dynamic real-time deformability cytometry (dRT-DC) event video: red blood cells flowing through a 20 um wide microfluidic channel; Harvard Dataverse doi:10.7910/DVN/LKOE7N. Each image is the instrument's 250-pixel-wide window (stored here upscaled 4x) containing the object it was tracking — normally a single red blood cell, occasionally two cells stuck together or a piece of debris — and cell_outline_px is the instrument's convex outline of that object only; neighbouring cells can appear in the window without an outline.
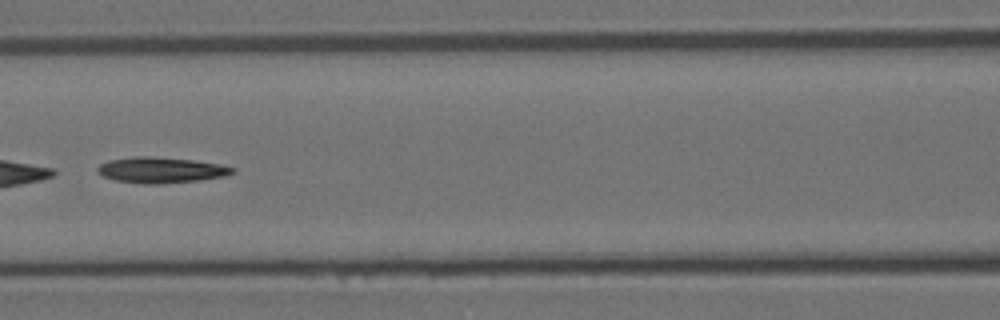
{"species": "Egyptian fruit bat (a non-hibernating species)", "species_latin": "Rousettus aegyptiacus", "temperature_condition": "room temperature", "stored_images_in_passage": 54, "camera_frame_rate_fps": 3000, "um_per_image_px": 0.085, "animal": {"sex": "female"}, "frame": {"image": 1, "passage_image": 24, "time_ms": 7.667, "image_size_px": [1000, 320], "cell_outline_px": [[236, 172], [224, 176], [200, 180], [156, 184], [144, 184], [116, 180], [104, 176], [96, 172], [96, 168], [100, 164], [108, 160], [132, 156], [148, 156], [192, 160], [220, 164], [236, 168]], "centroid_in_image_um": [13.67, 14.45], "position_along_channel_um": 152.9, "area_um2": 20.29}}